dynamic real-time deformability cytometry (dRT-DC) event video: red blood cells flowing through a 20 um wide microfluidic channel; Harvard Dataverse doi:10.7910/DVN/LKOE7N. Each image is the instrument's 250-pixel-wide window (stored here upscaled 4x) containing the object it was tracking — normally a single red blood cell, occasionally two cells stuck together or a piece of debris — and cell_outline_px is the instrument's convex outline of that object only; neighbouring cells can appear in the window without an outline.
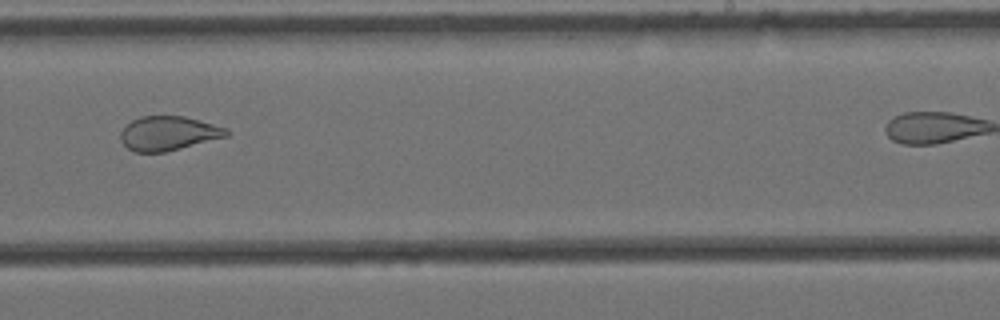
{"species": "Egyptian fruit bat (a non-hibernating species)", "species_latin": "Rousettus aegyptiacus", "temperature_condition": "cold", "stored_images_in_passage": 14, "camera_frame_rate_fps": 3000, "um_per_image_px": 0.085, "animal": {"sex": "female"}, "frame": {"image": 1, "passage_image": 7, "time_ms": 2.0, "image_size_px": [1000, 320], "cell_outline_px": [[228, 136], [164, 152], [132, 152], [120, 140], [120, 132], [132, 120], [140, 116], [184, 116], [200, 120], [228, 128]], "centroid_in_image_um": [14.3, 11.33], "position_along_channel_um": 274.7, "area_um2": 21.04}}
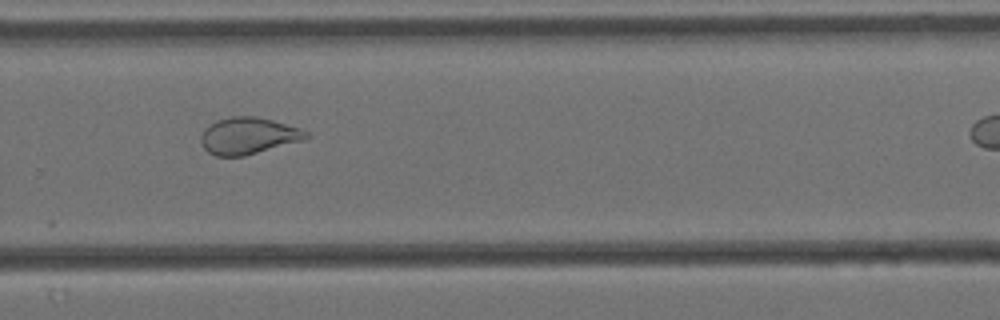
{"frame": {"image": 2, "passage_image": 8, "time_ms": 2.333, "image_size_px": [1000, 320], "cell_outline_px": [[308, 136], [304, 140], [244, 156], [216, 156], [208, 152], [204, 148], [200, 140], [200, 136], [204, 128], [208, 124], [216, 120], [232, 116], [256, 116], [272, 120], [300, 128], [308, 132]], "centroid_in_image_um": [21.07, 11.54], "position_along_channel_um": 308.7, "area_um2": 22.6}}